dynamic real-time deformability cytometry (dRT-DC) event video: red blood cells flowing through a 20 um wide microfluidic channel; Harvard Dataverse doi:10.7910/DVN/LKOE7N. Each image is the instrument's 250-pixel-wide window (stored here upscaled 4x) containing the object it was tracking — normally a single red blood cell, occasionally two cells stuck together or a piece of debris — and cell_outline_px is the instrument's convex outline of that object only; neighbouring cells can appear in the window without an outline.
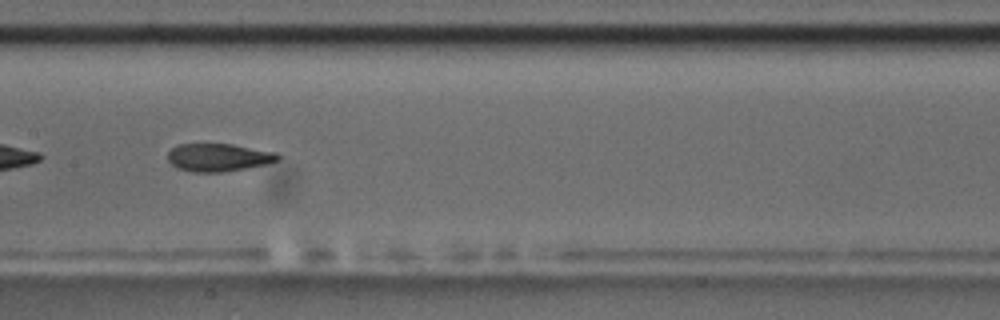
{"species": "common noctule bat (a hibernating species)", "species_latin": "Nyctalus noctula", "temperature_condition": "room temperature", "stored_images_in_passage": 7, "camera_frame_rate_fps": 3000, "um_per_image_px": 0.085, "animal": {"sex": "male", "body_mass_g": 17.5, "forearm_length_mm": 52.3}, "frame": {"image": 1, "passage_image": 7, "time_ms": 7.333, "image_size_px": [1000, 320], "cell_outline_px": [[280, 160], [264, 164], [244, 168], [220, 172], [192, 172], [176, 168], [168, 160], [168, 152], [172, 148], [180, 144], [232, 144], [276, 152], [280, 156]], "centroid_in_image_um": [18.56, 13.38], "position_along_channel_um": 188.8, "area_um2": 17.74}}